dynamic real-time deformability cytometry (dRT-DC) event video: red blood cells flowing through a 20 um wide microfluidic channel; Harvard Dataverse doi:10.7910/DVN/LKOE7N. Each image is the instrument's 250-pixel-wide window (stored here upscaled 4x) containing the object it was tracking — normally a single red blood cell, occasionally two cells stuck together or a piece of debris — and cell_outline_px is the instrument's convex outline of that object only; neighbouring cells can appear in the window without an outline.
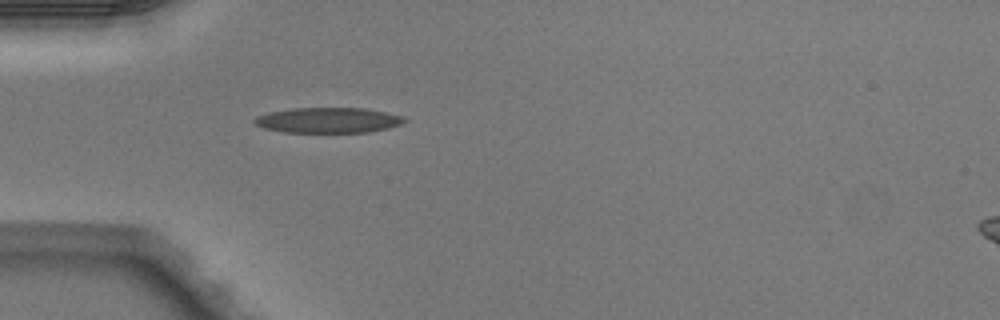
{"species": "Egyptian fruit bat (a non-hibernating species)", "species_latin": "Rousettus aegyptiacus", "temperature_condition": "warm", "stored_images_in_passage": 35, "camera_frame_rate_fps": 3000, "um_per_image_px": 0.085, "animal": {"sex": "male"}, "frame": {"image": 1, "passage_image": 1, "time_ms": 0.0, "image_size_px": [1000, 320], "cell_outline_px": [[408, 120], [400, 124], [388, 128], [368, 132], [284, 132], [264, 128], [256, 124], [252, 120], [256, 116], [268, 112], [292, 108], [364, 108], [404, 116]], "centroid_in_image_um": [27.88, 10.21], "position_along_channel_um": 57.1, "area_um2": 22.14}}
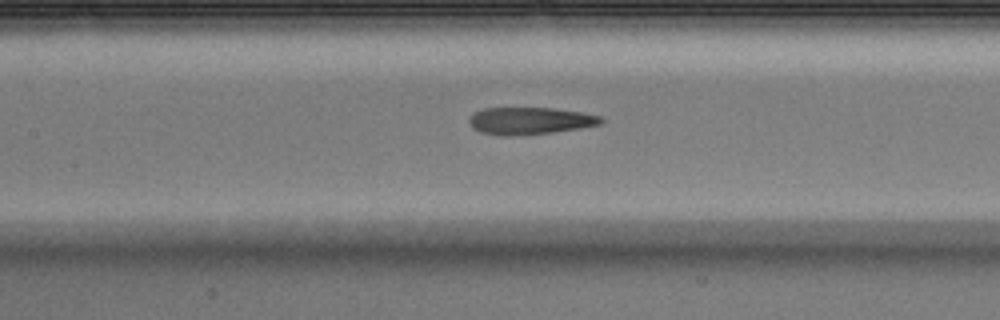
{"frame": {"image": 2, "passage_image": 9, "time_ms": 2.667, "image_size_px": [1000, 320], "cell_outline_px": [[604, 120], [600, 124], [580, 128], [552, 132], [508, 136], [504, 136], [480, 132], [472, 128], [468, 120], [476, 112], [484, 108], [552, 108], [580, 112], [604, 116]], "centroid_in_image_um": [45.06, 10.27], "position_along_channel_um": 162.3, "area_um2": 20.75}}
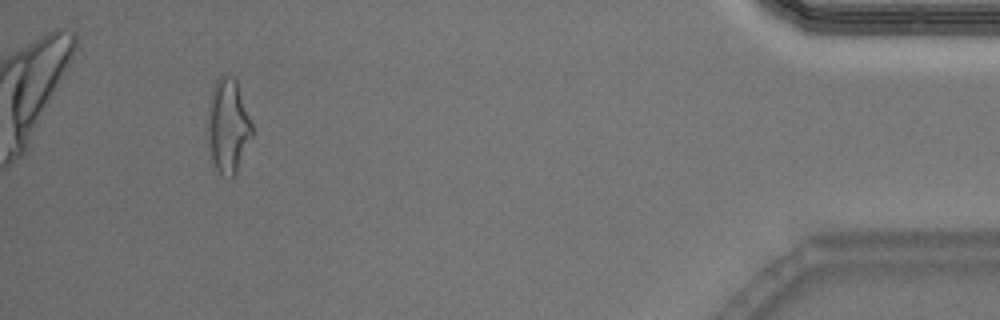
{"frame": {"image": 3, "passage_image": 32, "time_ms": 10.333, "image_size_px": [1000, 320], "cell_outline_px": [[252, 136], [236, 172], [232, 180], [220, 176], [212, 160], [208, 144], [208, 104], [212, 88], [216, 80], [220, 76], [232, 76], [236, 80], [252, 120]], "centroid_in_image_um": [19.38, 10.73], "position_along_channel_um": 415.8, "area_um2": 24.57}, "authors_computed_cell_mechanics": {"area_um2": 21.5016, "velocity_mm_per_s": 4.132, "shape_relaxation_time_tau1_ms": null, "shape_relaxation_time_tau2_ms": 1.1453, "deformation_change_tau1": null, "deformation_change_tau2": 0.1155}}